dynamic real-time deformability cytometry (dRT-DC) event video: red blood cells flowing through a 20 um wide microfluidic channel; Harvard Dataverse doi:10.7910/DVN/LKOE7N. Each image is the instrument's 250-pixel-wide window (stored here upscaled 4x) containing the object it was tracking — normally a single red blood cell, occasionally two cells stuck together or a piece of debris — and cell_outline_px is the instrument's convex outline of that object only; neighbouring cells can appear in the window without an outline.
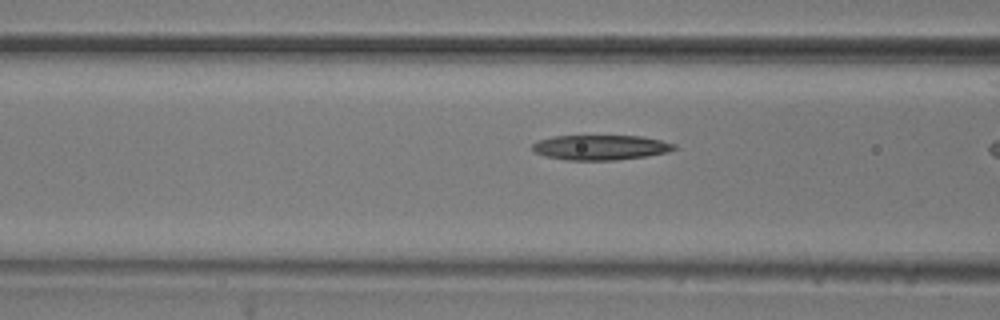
{"species": "common noctule bat (a hibernating species)", "species_latin": "Nyctalus noctula", "temperature_condition": "room temperature", "stored_images_in_passage": 8, "camera_frame_rate_fps": 3000, "um_per_image_px": 0.085, "animal": {"sex": "male", "body_mass_g": 20.5, "forearm_length_mm": 52.5}, "frame": {"image": 1, "passage_image": 7, "time_ms": 2.0, "image_size_px": [1000, 320], "cell_outline_px": [[676, 148], [668, 152], [648, 156], [616, 160], [568, 160], [544, 156], [536, 152], [532, 148], [532, 144], [536, 140], [552, 136], [640, 136], [660, 140], [676, 144]], "centroid_in_image_um": [51.03, 12.53], "position_along_channel_um": 115.6, "area_um2": 20.69}}